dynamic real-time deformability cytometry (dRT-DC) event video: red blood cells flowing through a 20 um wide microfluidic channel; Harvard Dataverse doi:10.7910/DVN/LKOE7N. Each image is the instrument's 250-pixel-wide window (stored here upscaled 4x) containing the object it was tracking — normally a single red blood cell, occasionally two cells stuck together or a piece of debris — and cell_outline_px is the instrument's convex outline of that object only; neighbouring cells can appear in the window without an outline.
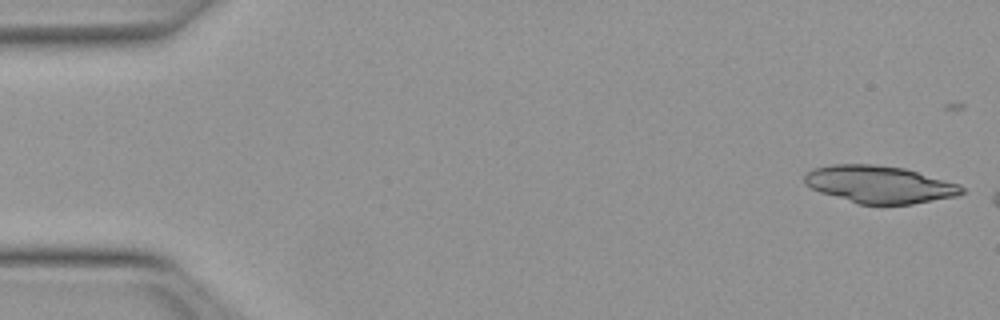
{"species": "Egyptian fruit bat (a non-hibernating species)", "species_latin": "Rousettus aegyptiacus", "temperature_condition": "warm", "stored_images_in_passage": 8, "camera_frame_rate_fps": 3000, "um_per_image_px": 0.085, "animal": {"sex": "female"}, "frame": {"image": 1, "passage_image": 2, "time_ms": 0.333, "image_size_px": [1000, 320], "cell_outline_px": [[964, 192], [956, 196], [912, 204], [860, 204], [820, 192], [804, 184], [804, 176], [812, 168], [832, 164], [876, 164], [904, 168], [960, 184], [964, 188]], "centroid_in_image_um": [74.75, 15.66], "position_along_channel_um": 10.3, "area_um2": 34.16}}